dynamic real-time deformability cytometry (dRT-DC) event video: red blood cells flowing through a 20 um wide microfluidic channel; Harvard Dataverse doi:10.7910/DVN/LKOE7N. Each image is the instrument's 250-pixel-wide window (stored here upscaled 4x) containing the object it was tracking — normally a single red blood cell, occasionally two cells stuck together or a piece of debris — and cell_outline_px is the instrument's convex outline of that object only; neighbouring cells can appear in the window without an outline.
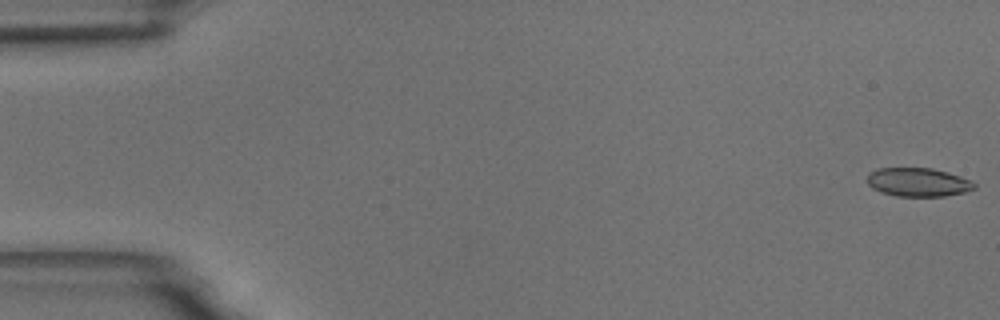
{"species": "common noctule bat (a hibernating species)", "species_latin": "Nyctalus noctula", "temperature_condition": "room temperature", "stored_images_in_passage": 55, "camera_frame_rate_fps": 3000, "um_per_image_px": 0.085, "animal": {"sex": "male", "body_mass_g": 18.8}, "frame": {"image": 1, "passage_image": 1, "time_ms": 0.0, "image_size_px": [1000, 320], "cell_outline_px": [[976, 188], [964, 192], [944, 196], [896, 196], [880, 192], [872, 188], [868, 184], [868, 172], [876, 168], [932, 168], [948, 172], [972, 180], [976, 184]], "centroid_in_image_um": [78.03, 15.48], "position_along_channel_um": 7.0, "area_um2": 18.03}}
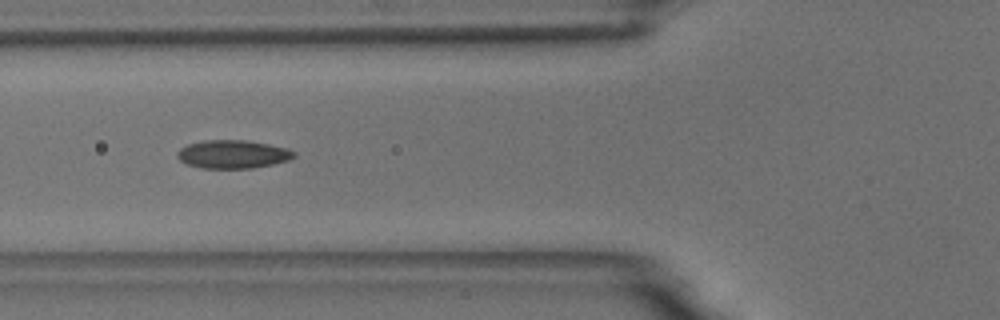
{"frame": {"image": 2, "passage_image": 21, "time_ms": 6.667, "image_size_px": [1000, 320], "cell_outline_px": [[296, 156], [288, 160], [272, 164], [252, 168], [204, 168], [188, 164], [180, 160], [176, 156], [176, 152], [180, 148], [188, 144], [204, 140], [248, 140], [288, 148], [296, 152]], "centroid_in_image_um": [19.8, 13.1], "position_along_channel_um": 106.0, "area_um2": 19.25}}
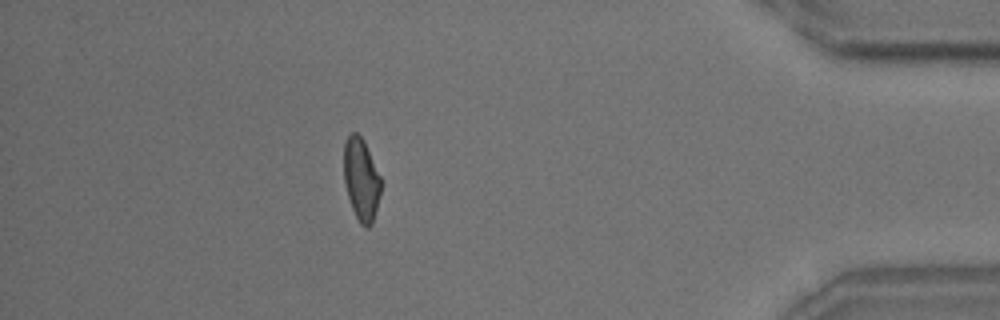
{"frame": {"image": 3, "passage_image": 49, "time_ms": 16.0, "image_size_px": [1000, 320], "cell_outline_px": [[380, 192], [372, 224], [368, 228], [364, 228], [360, 224], [352, 208], [344, 184], [344, 144], [348, 132], [356, 132], [364, 140], [380, 176]], "centroid_in_image_um": [30.68, 15.22], "position_along_channel_um": 404.5, "area_um2": 17.74}, "authors_computed_cell_mechanics": {"area_um2": 18.496, "velocity_mm_per_s": 3.6785, "shape_relaxation_time_tau1_ms": 11.3266, "shape_relaxation_time_tau2_ms": 3.2262, "deformation_change_tau1": 0.1916, "deformation_change_tau2": 0.0801}}